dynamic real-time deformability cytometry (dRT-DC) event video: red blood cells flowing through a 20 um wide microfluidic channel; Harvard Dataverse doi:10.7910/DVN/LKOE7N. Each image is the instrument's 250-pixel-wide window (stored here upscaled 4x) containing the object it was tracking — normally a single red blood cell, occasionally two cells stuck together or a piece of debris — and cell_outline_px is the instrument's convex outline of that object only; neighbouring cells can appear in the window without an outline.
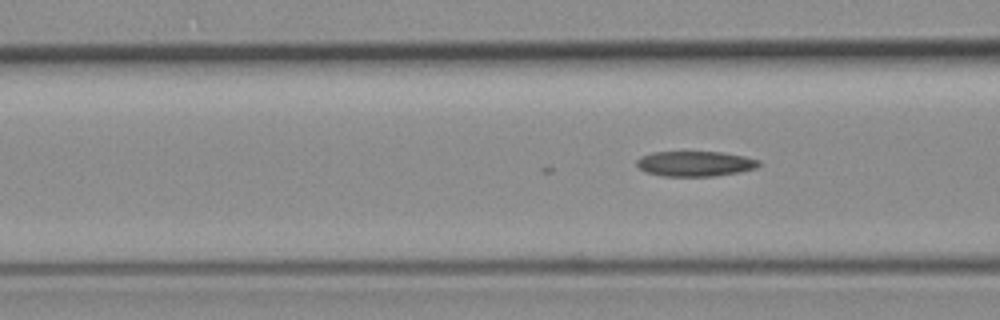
{"species": "common noctule bat (a hibernating species)", "species_latin": "Nyctalus noctula", "temperature_condition": "room temperature", "stored_images_in_passage": 16, "camera_frame_rate_fps": 3000, "um_per_image_px": 0.085, "animal": {"sex": "female", "body_mass_g": 19.3, "forearm_length_mm": 54.1}, "frame": {"image": 1, "passage_image": 16, "time_ms": 5.0, "image_size_px": [1000, 320], "cell_outline_px": [[760, 164], [756, 168], [740, 172], [716, 176], [664, 176], [644, 172], [636, 164], [636, 160], [640, 156], [652, 152], [724, 152], [744, 156], [760, 160]], "centroid_in_image_um": [59.08, 13.91], "position_along_channel_um": 107.5, "area_um2": 18.09}}